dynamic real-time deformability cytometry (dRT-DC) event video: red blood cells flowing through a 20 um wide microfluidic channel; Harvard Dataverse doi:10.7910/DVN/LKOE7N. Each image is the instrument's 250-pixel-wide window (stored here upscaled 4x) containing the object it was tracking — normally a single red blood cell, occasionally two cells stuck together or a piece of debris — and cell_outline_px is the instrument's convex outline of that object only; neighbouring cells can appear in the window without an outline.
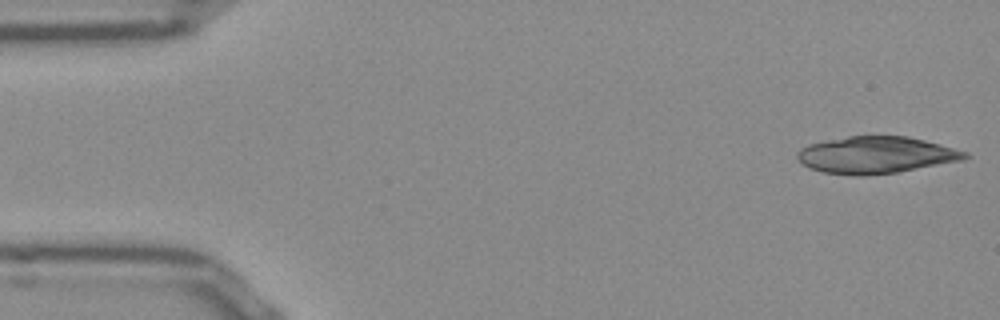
{"species": "Egyptian fruit bat (a non-hibernating species)", "species_latin": "Rousettus aegyptiacus", "temperature_condition": "room temperature", "stored_images_in_passage": 16, "camera_frame_rate_fps": 3000, "um_per_image_px": 0.085, "frame": {"image": 1, "passage_image": 1, "time_ms": 0.0, "image_size_px": [1000, 320], "cell_outline_px": [[972, 156], [960, 160], [896, 172], [864, 176], [852, 176], [824, 172], [812, 168], [804, 164], [796, 156], [796, 152], [800, 148], [808, 144], [848, 136], [908, 136], [940, 144], [968, 152]], "centroid_in_image_um": [74.45, 13.17], "position_along_channel_um": 10.6, "area_um2": 35.78}}